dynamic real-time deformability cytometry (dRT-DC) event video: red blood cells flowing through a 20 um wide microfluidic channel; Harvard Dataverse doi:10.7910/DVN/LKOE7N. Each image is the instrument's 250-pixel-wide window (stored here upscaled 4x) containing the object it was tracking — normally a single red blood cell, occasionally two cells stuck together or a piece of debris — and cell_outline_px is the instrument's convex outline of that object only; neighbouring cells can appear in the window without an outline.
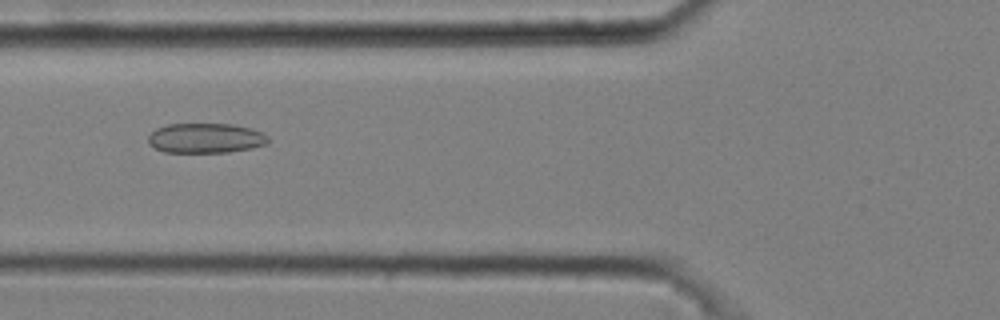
{"species": "common noctule bat (a hibernating species)", "species_latin": "Nyctalus noctula", "temperature_condition": "cold", "stored_images_in_passage": 5, "camera_frame_rate_fps": 3000, "um_per_image_px": 0.085, "animal": {"sex": "male", "body_mass_g": 20.4}, "frame": {"image": 1, "passage_image": 4, "time_ms": 1.0, "image_size_px": [1000, 320], "cell_outline_px": [[268, 144], [252, 148], [228, 152], [164, 152], [148, 144], [148, 136], [156, 128], [168, 124], [232, 124], [252, 128], [264, 132], [268, 136]], "centroid_in_image_um": [17.51, 11.74], "position_along_channel_um": 108.3, "area_um2": 21.04}}
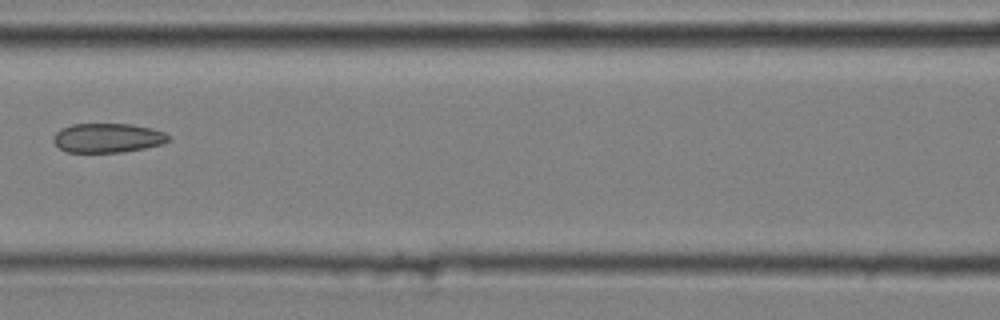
{"frame": {"image": 2, "passage_image": 5, "time_ms": 1.333, "image_size_px": [1000, 320], "cell_outline_px": [[172, 140], [164, 144], [144, 148], [120, 152], [68, 152], [60, 148], [52, 140], [52, 136], [60, 128], [72, 124], [132, 124], [152, 128], [164, 132], [172, 136]], "centroid_in_image_um": [9.19, 11.71], "position_along_channel_um": 157.4, "area_um2": 19.88}}